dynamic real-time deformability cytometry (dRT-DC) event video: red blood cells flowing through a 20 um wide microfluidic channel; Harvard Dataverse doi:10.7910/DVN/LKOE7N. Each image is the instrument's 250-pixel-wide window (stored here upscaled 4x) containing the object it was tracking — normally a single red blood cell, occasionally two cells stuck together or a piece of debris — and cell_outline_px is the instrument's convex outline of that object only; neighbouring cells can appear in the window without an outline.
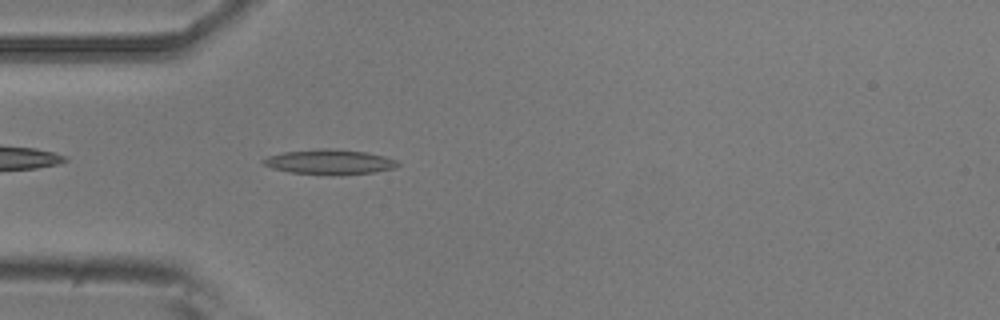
{"species": "common noctule bat (a hibernating species)", "species_latin": "Nyctalus noctula", "temperature_condition": "room temperature", "stored_images_in_passage": 42, "camera_frame_rate_fps": 3000, "um_per_image_px": 0.085, "animal": {"sex": "male", "body_mass_g": 20.5, "forearm_length_mm": 52.5}, "frame": {"image": 1, "passage_image": 4, "time_ms": 1.0, "image_size_px": [1000, 320], "cell_outline_px": [[400, 164], [392, 168], [372, 172], [332, 176], [292, 172], [272, 168], [264, 164], [260, 160], [268, 156], [284, 152], [324, 148], [336, 148], [364, 152], [384, 156], [396, 160]], "centroid_in_image_um": [27.99, 13.76], "position_along_channel_um": 57.0, "area_um2": 19.48}}
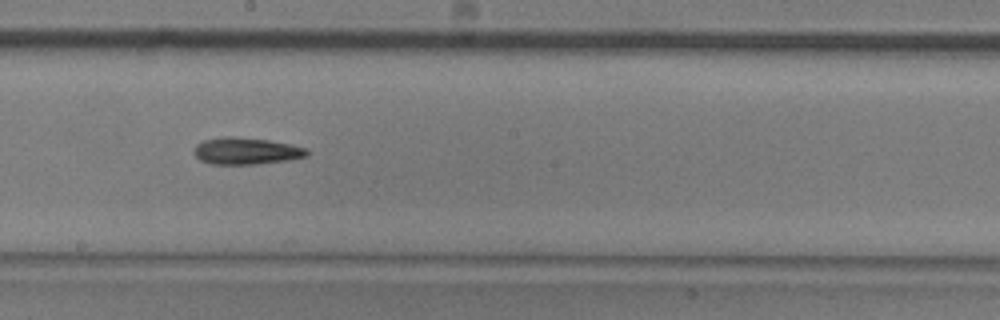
{"frame": {"image": 2, "passage_image": 18, "time_ms": 5.667, "image_size_px": [1000, 320], "cell_outline_px": [[308, 156], [288, 160], [256, 164], [212, 164], [200, 160], [196, 156], [196, 144], [204, 140], [224, 136], [232, 136], [268, 140], [308, 148]], "centroid_in_image_um": [20.95, 12.83], "position_along_channel_um": 227.3, "area_um2": 17.51}}
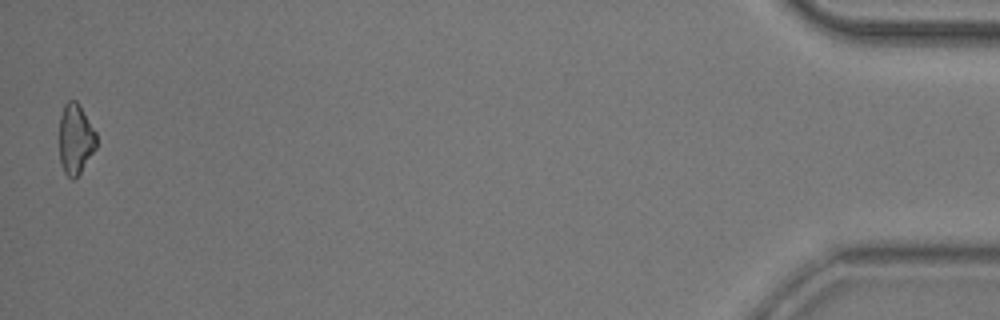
{"frame": {"image": 3, "passage_image": 42, "time_ms": 13.667, "image_size_px": [1000, 320], "cell_outline_px": [[96, 148], [80, 172], [72, 180], [64, 172], [60, 164], [60, 116], [64, 104], [68, 100], [76, 100], [96, 132]], "centroid_in_image_um": [6.41, 11.81], "position_along_channel_um": 428.8, "area_um2": 15.03}}